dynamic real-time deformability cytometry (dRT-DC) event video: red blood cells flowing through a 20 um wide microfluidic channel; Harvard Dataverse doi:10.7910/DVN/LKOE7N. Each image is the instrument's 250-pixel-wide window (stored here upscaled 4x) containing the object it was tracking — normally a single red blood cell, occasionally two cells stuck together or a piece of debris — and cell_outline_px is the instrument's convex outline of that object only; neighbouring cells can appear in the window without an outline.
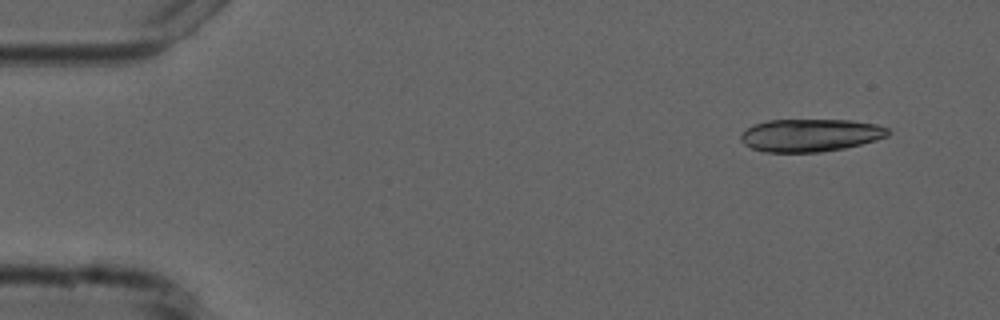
{"species": "common noctule bat (a hibernating species)", "species_latin": "Nyctalus noctula", "temperature_condition": "cold", "stored_images_in_passage": 4, "camera_frame_rate_fps": 3000, "um_per_image_px": 0.085, "animal": {"sex": "male", "forearm_length_mm": 52.5}, "frame": {"image": 1, "passage_image": 1, "time_ms": 0.0, "image_size_px": [1000, 320], "cell_outline_px": [[892, 132], [888, 136], [876, 140], [844, 148], [820, 152], [764, 152], [752, 148], [744, 144], [740, 140], [740, 136], [748, 128], [756, 124], [768, 120], [852, 120], [876, 124], [888, 128]], "centroid_in_image_um": [68.91, 11.49], "position_along_channel_um": 16.1, "area_um2": 28.03}}